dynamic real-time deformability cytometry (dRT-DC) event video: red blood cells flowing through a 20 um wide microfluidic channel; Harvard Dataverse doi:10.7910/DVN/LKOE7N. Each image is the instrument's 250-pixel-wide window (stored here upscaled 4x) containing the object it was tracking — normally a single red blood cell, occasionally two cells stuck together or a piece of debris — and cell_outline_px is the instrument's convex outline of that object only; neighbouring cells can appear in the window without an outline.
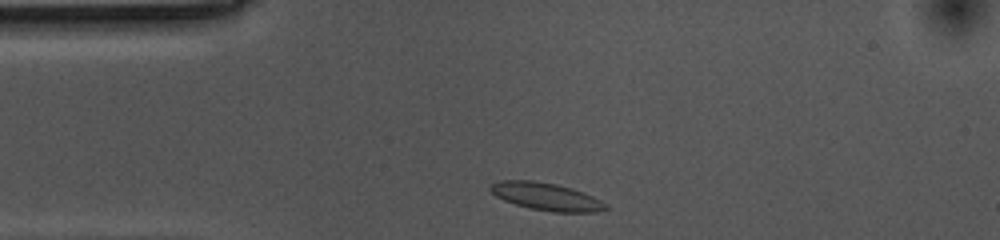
{"species": "common noctule bat (a hibernating species)", "species_latin": "Nyctalus noctula", "temperature_condition": "cold", "stored_images_in_passage": 32, "camera_frame_rate_fps": 3000, "um_per_image_px": 0.085, "animal": {"sex": "female", "body_mass_g": 10.0, "forearm_length_mm": 53.1}, "frame": {"image": 1, "passage_image": 1, "time_ms": 0.0, "image_size_px": [1000, 240], "cell_outline_px": [[612, 208], [596, 212], [552, 212], [528, 208], [504, 200], [496, 196], [488, 188], [492, 184], [500, 180], [532, 180], [556, 184], [572, 188], [584, 192], [608, 204]], "centroid_in_image_um": [46.47, 16.71], "position_along_channel_um": 38.5, "area_um2": 18.67}}
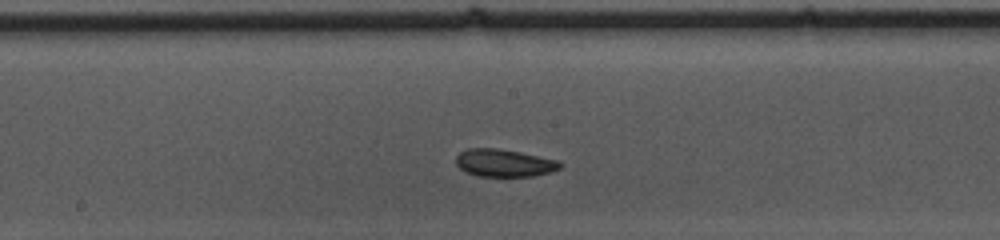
{"frame": {"image": 2, "passage_image": 17, "time_ms": 5.333, "image_size_px": [1000, 240], "cell_outline_px": [[564, 164], [560, 168], [552, 172], [532, 176], [480, 176], [468, 172], [460, 168], [456, 164], [456, 156], [460, 152], [468, 148], [496, 148], [520, 152], [560, 160]], "centroid_in_image_um": [42.9, 13.84], "position_along_channel_um": 205.3, "area_um2": 16.76}}
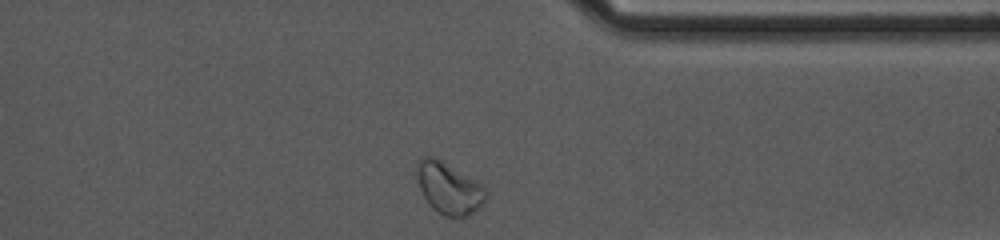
{"frame": {"image": 3, "passage_image": 32, "time_ms": 10.333, "image_size_px": [1000, 240], "cell_outline_px": [[488, 196], [468, 216], [444, 216], [432, 208], [428, 204], [420, 188], [416, 168], [416, 160], [420, 156], [436, 156], [480, 184], [488, 192]], "centroid_in_image_um": [38.1, 15.95], "position_along_channel_um": 373.3, "area_um2": 20.52}, "authors_computed_cell_mechanics": {"area_um2": 16.9065, "velocity_mm_per_s": 3.4962, "shape_relaxation_time_tau1_ms": 4.0347, "shape_relaxation_time_tau2_ms": 7.043, "deformation_change_tau1": 0.1017, "deformation_change_tau2": 0.1099}}